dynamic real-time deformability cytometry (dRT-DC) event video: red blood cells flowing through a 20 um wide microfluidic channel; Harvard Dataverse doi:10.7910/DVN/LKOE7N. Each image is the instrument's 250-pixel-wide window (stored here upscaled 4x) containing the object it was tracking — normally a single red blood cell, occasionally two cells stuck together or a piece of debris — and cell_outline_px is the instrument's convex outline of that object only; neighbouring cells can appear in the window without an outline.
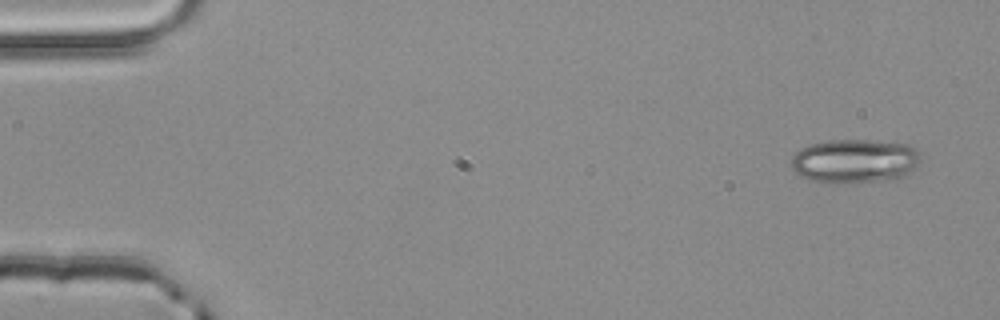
{"species": "common noctule bat (a hibernating species)", "species_latin": "Nyctalus noctula", "temperature_condition": "room temperature", "stored_images_in_passage": 3, "camera_frame_rate_fps": 3000, "um_per_image_px": 0.085, "animal": {"sex": "male", "body_mass_g": 20.4}, "frame": {"image": 1, "passage_image": 1, "time_ms": 0.0, "image_size_px": [1000, 320], "cell_outline_px": [[920, 160], [908, 176], [896, 180], [840, 184], [824, 184], [808, 180], [800, 176], [792, 168], [792, 156], [800, 148], [812, 144], [832, 140], [872, 140], [908, 144], [916, 148], [920, 152]], "centroid_in_image_um": [72.68, 13.72], "position_along_channel_um": 12.3, "area_um2": 34.04}}